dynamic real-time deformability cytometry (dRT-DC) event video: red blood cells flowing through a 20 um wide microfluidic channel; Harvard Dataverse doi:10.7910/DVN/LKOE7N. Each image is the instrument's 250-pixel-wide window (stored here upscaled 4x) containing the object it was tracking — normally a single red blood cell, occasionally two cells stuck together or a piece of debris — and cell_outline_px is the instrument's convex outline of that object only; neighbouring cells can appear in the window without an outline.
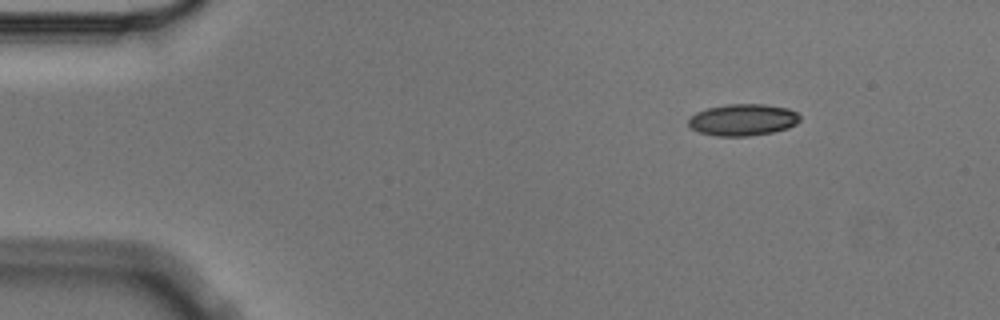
{"species": "Egyptian fruit bat (a non-hibernating species)", "species_latin": "Rousettus aegyptiacus", "temperature_condition": "cold", "stored_images_in_passage": 4, "segment_of_instrument_passage": [1, 2], "camera_frame_rate_fps": 3000, "um_per_image_px": 0.085, "animal": {"sex": "male"}, "frame": {"image": 1, "passage_image": 1, "time_ms": 0.0, "image_size_px": [1000, 320], "cell_outline_px": [[800, 120], [796, 124], [788, 128], [772, 132], [748, 136], [716, 136], [700, 132], [692, 128], [688, 124], [688, 120], [696, 112], [708, 108], [728, 104], [764, 104], [788, 108], [796, 112], [800, 116]], "centroid_in_image_um": [63.16, 10.18], "position_along_channel_um": 21.8, "area_um2": 20.52}}